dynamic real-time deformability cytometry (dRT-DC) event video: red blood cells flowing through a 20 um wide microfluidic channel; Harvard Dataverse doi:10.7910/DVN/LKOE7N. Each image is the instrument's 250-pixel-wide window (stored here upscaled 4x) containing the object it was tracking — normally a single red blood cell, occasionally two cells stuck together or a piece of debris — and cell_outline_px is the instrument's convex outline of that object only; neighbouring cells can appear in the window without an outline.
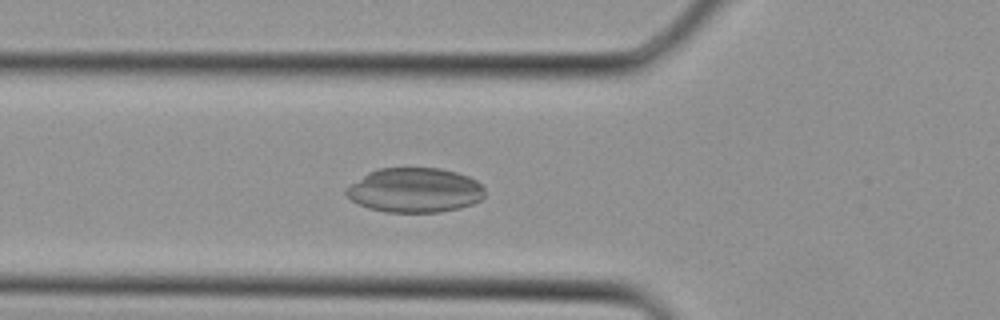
{"species": "Egyptian fruit bat (a non-hibernating species)", "species_latin": "Rousettus aegyptiacus", "temperature_condition": "cold", "stored_images_in_passage": 26, "camera_frame_rate_fps": 3000, "um_per_image_px": 0.085, "animal": {"sex": "female"}, "frame": {"image": 1, "passage_image": 4, "time_ms": 1.0, "image_size_px": [1000, 320], "cell_outline_px": [[484, 196], [480, 200], [472, 204], [460, 208], [440, 212], [384, 212], [368, 208], [352, 200], [344, 192], [344, 188], [368, 172], [380, 168], [440, 168], [456, 172], [468, 176], [476, 180], [484, 188]], "centroid_in_image_um": [35.25, 16.17], "position_along_channel_um": 90.6, "area_um2": 36.13}}
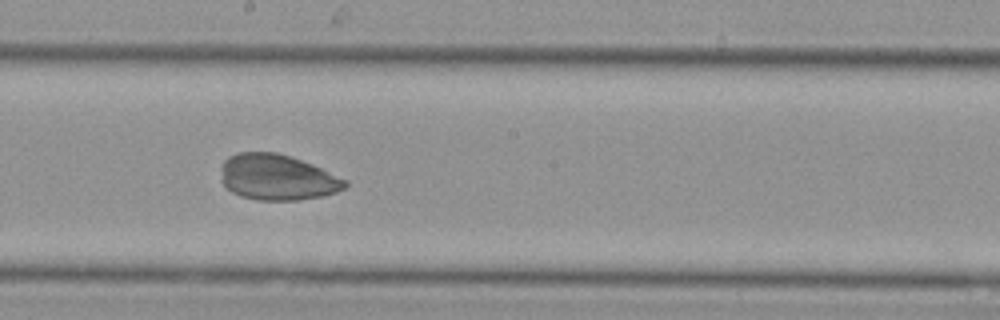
{"frame": {"image": 2, "passage_image": 11, "time_ms": 3.333, "image_size_px": [1000, 320], "cell_outline_px": [[348, 184], [344, 188], [336, 192], [320, 196], [296, 200], [256, 200], [240, 196], [232, 192], [224, 184], [224, 160], [228, 156], [236, 152], [276, 152], [300, 160], [320, 168], [348, 180]], "centroid_in_image_um": [23.59, 15.07], "position_along_channel_um": 224.6, "area_um2": 32.54}}
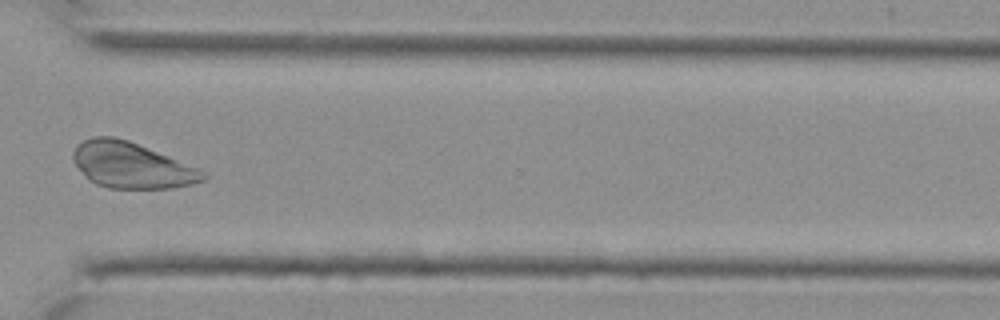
{"frame": {"image": 3, "passage_image": 18, "time_ms": 5.667, "image_size_px": [1000, 320], "cell_outline_px": [[208, 176], [204, 180], [192, 184], [172, 188], [108, 188], [96, 184], [72, 160], [72, 152], [76, 144], [92, 136], [116, 136], [128, 140], [200, 168], [208, 172]], "centroid_in_image_um": [11.22, 14.03], "position_along_channel_um": 359.4, "area_um2": 34.74}}